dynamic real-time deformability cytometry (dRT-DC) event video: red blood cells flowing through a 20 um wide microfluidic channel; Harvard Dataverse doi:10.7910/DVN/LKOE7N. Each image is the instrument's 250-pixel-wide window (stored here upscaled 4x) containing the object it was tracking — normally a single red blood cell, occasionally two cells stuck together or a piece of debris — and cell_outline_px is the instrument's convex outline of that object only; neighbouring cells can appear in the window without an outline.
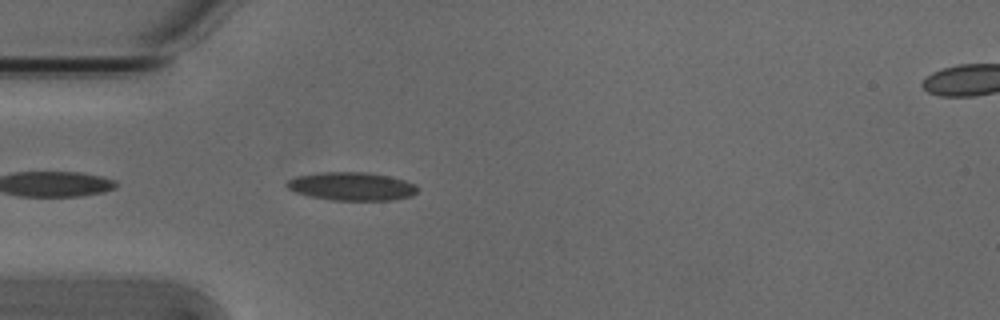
{"species": "Egyptian fruit bat (a non-hibernating species)", "species_latin": "Rousettus aegyptiacus", "temperature_condition": "cold", "stored_images_in_passage": 5, "segment_of_instrument_passage": [1, 2], "camera_frame_rate_fps": 3000, "um_per_image_px": 0.085, "animal": {"sex": "male"}, "frame": {"image": 1, "passage_image": 4, "time_ms": 1.0, "image_size_px": [1000, 320], "cell_outline_px": [[416, 192], [412, 196], [396, 200], [332, 200], [308, 196], [296, 192], [288, 188], [284, 184], [288, 180], [296, 176], [324, 172], [368, 172], [388, 176], [404, 180], [416, 184]], "centroid_in_image_um": [29.89, 15.84], "position_along_channel_um": 55.1, "area_um2": 21.56}}